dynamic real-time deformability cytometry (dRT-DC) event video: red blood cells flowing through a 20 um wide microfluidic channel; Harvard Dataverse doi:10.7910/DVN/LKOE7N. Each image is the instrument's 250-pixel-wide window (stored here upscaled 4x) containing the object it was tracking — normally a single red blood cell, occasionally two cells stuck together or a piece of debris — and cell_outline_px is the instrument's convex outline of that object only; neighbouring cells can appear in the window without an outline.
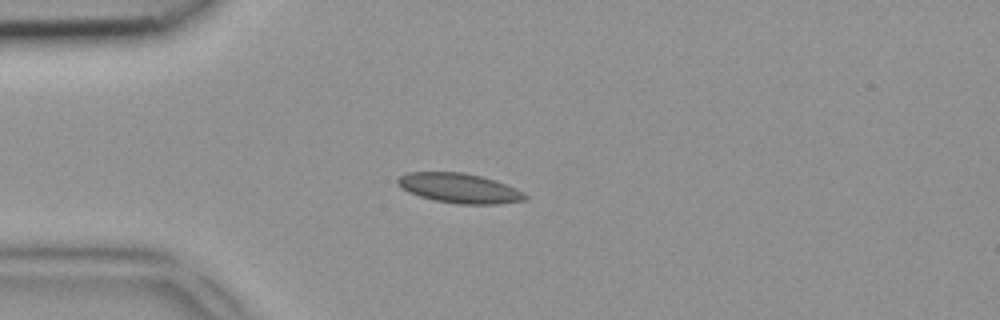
{"species": "common noctule bat (a hibernating species)", "species_latin": "Nyctalus noctula", "temperature_condition": "room temperature", "stored_images_in_passage": 3, "camera_frame_rate_fps": 3000, "um_per_image_px": 0.085, "animal": {"sex": "female", "body_mass_g": 18.4}, "frame": {"image": 1, "passage_image": 3, "time_ms": 0.667, "image_size_px": [1000, 320], "cell_outline_px": [[528, 200], [496, 204], [460, 204], [436, 200], [420, 196], [408, 192], [400, 188], [396, 184], [396, 180], [400, 176], [408, 172], [464, 172], [496, 180], [516, 188], [524, 192], [528, 196]], "centroid_in_image_um": [39.06, 15.99], "position_along_channel_um": 45.9, "area_um2": 22.2}}